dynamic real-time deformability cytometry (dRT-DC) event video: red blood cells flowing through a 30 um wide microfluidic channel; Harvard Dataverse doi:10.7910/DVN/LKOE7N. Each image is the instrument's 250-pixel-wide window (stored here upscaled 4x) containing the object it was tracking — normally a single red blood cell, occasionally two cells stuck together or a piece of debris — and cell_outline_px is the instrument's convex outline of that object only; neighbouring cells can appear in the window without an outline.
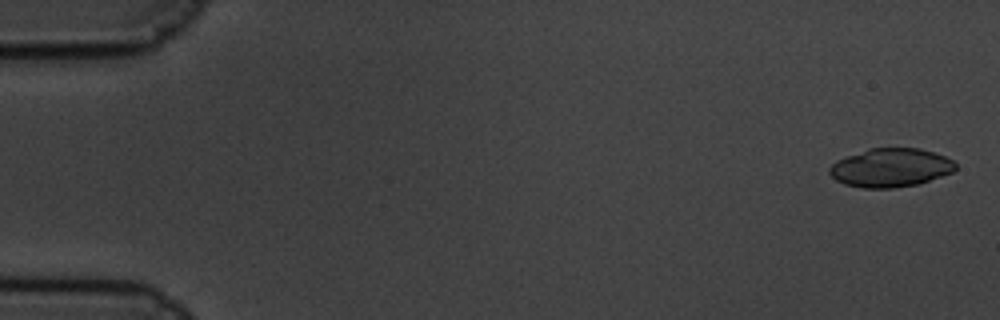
{"species": "common noctule bat (a hibernating species)", "species_latin": "Nyctalus noctula", "temperature_condition": "cold", "stored_images_in_passage": 60, "camera_frame_rate_fps": 3000, "um_per_image_px": 0.085, "animal": {"sex": "male", "body_mass_g": 19.5, "forearm_length_mm": 54.6}, "frame": {"image": 1, "passage_image": 2, "time_ms": 0.333, "image_size_px": [1000, 320], "cell_outline_px": [[956, 168], [952, 172], [916, 184], [892, 188], [864, 188], [844, 184], [836, 180], [828, 172], [828, 168], [836, 160], [868, 148], [920, 148], [944, 156], [952, 160], [956, 164]], "centroid_in_image_um": [75.66, 14.25], "position_along_channel_um": 9.3, "area_um2": 28.21}}